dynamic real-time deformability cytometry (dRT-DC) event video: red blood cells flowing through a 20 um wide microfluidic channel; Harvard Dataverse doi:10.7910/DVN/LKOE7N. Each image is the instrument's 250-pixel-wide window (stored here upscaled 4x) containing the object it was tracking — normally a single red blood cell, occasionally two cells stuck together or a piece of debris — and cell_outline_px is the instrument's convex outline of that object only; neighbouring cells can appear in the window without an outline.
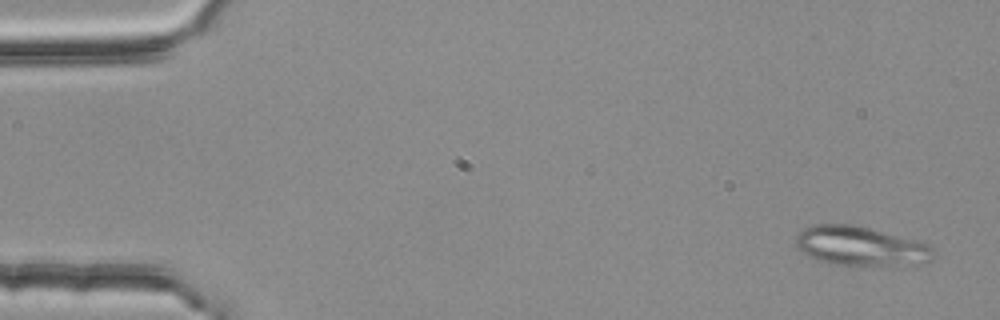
{"species": "common noctule bat (a hibernating species)", "species_latin": "Nyctalus noctula", "temperature_condition": "room temperature", "stored_images_in_passage": 3, "camera_frame_rate_fps": 3000, "um_per_image_px": 0.085, "animal": {"sex": "female", "body_mass_g": 25.1}, "frame": {"image": 1, "passage_image": 1, "time_ms": 0.0, "image_size_px": [1000, 320], "cell_outline_px": [[936, 252], [932, 260], [892, 264], [828, 264], [808, 256], [800, 252], [796, 244], [796, 236], [804, 228], [816, 224], [852, 224], [868, 228], [928, 244]], "centroid_in_image_um": [73.05, 20.89], "position_along_channel_um": 11.9, "area_um2": 30.58}}